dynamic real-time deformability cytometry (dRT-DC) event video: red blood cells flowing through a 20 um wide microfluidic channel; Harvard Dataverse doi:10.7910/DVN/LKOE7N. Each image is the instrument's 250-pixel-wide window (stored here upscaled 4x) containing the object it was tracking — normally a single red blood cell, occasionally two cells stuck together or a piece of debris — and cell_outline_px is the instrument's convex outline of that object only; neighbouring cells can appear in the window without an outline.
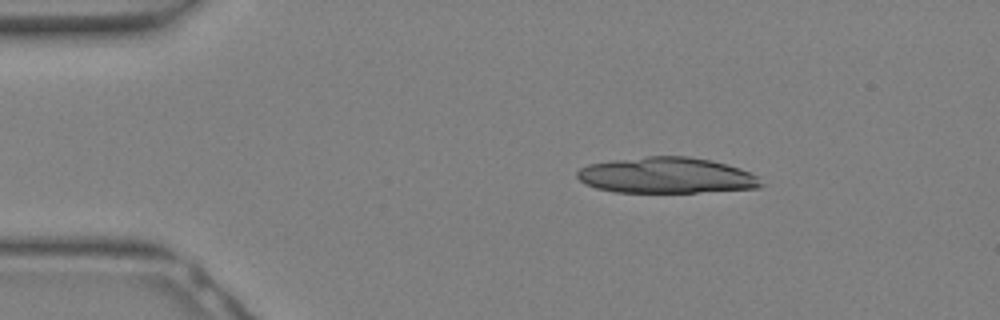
{"species": "Egyptian fruit bat (a non-hibernating species)", "species_latin": "Rousettus aegyptiacus", "temperature_condition": "warm", "stored_images_in_passage": 16, "camera_frame_rate_fps": 3000, "um_per_image_px": 0.085, "animal": {"sex": "female"}, "frame": {"image": 1, "passage_image": 4, "time_ms": 1.0, "image_size_px": [1000, 320], "cell_outline_px": [[764, 184], [760, 188], [696, 192], [616, 192], [596, 188], [584, 184], [576, 176], [576, 172], [580, 168], [588, 164], [616, 160], [648, 156], [688, 156], [712, 160], [740, 168], [756, 176]], "centroid_in_image_um": [56.64, 14.91], "position_along_channel_um": 28.4, "area_um2": 38.44}}
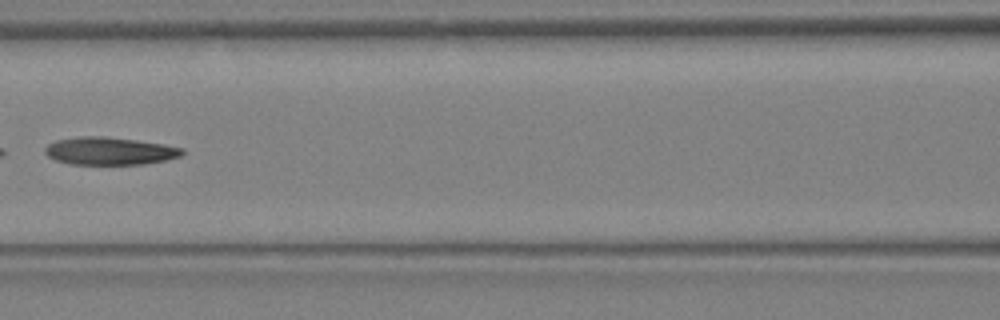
{"frame": {"image": 2, "passage_image": 13, "time_ms": 4.0, "image_size_px": [1000, 320], "cell_outline_px": [[184, 152], [180, 156], [164, 160], [144, 164], [72, 164], [56, 160], [48, 156], [44, 152], [44, 148], [48, 144], [56, 140], [84, 136], [104, 136], [136, 140], [164, 144], [184, 148]], "centroid_in_image_um": [9.32, 12.83], "position_along_channel_um": 157.3, "area_um2": 22.02}}
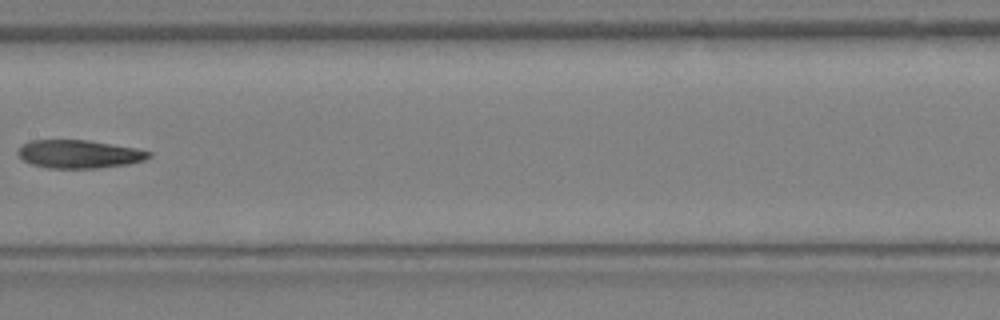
{"frame": {"image": 3, "passage_image": 15, "time_ms": 4.667, "image_size_px": [1000, 320], "cell_outline_px": [[152, 156], [144, 160], [128, 164], [96, 168], [48, 168], [32, 164], [24, 160], [16, 152], [28, 140], [88, 140], [136, 148], [152, 152]], "centroid_in_image_um": [6.74, 13.09], "position_along_channel_um": 200.7, "area_um2": 21.44}}